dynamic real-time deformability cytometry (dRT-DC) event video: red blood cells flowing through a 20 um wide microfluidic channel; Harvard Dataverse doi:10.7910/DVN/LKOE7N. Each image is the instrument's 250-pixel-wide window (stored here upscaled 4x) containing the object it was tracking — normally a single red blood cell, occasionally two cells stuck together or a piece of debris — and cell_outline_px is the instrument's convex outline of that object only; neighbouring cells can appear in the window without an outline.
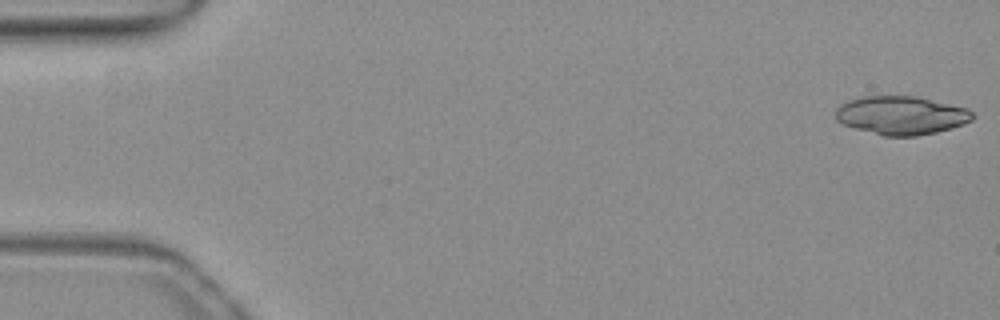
{"species": "common noctule bat (a hibernating species)", "species_latin": "Nyctalus noctula", "temperature_condition": "warm", "stored_images_in_passage": 51, "segment_of_instrument_passage": [1, 2], "camera_frame_rate_fps": 3000, "um_per_image_px": 0.085, "animal": {"sex": "female", "body_mass_g": 19.3, "forearm_length_mm": 54.1}, "frame": {"image": 1, "passage_image": 1, "time_ms": 0.0, "image_size_px": [1000, 320], "cell_outline_px": [[972, 120], [964, 124], [952, 128], [936, 132], [916, 136], [884, 136], [856, 128], [844, 124], [836, 120], [836, 108], [840, 104], [848, 100], [864, 96], [916, 96], [968, 108], [972, 112]], "centroid_in_image_um": [76.61, 9.8], "position_along_channel_um": 8.4, "area_um2": 30.63}}